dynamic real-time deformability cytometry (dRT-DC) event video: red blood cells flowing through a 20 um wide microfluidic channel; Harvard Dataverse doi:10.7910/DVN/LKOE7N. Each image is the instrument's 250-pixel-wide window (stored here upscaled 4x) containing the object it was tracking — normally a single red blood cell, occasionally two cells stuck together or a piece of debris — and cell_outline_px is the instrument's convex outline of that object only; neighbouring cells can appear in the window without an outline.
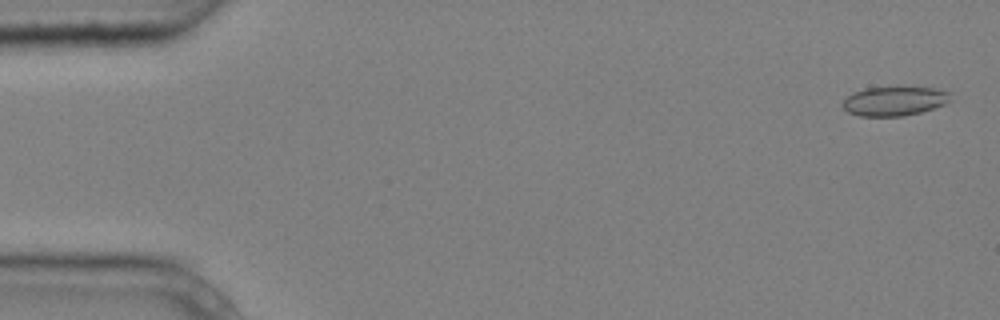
{"species": "common noctule bat (a hibernating species)", "species_latin": "Nyctalus noctula", "temperature_condition": "cold", "stored_images_in_passage": 4, "camera_frame_rate_fps": 3000, "um_per_image_px": 0.085, "animal": {"sex": "male", "body_mass_g": 20.4}, "frame": {"image": 1, "passage_image": 1, "time_ms": 0.0, "image_size_px": [1000, 320], "cell_outline_px": [[952, 100], [944, 104], [920, 112], [904, 116], [860, 116], [848, 112], [840, 104], [852, 92], [864, 88], [904, 84], [932, 88], [952, 92]], "centroid_in_image_um": [76.04, 8.54], "position_along_channel_um": 9.0, "area_um2": 19.25}}
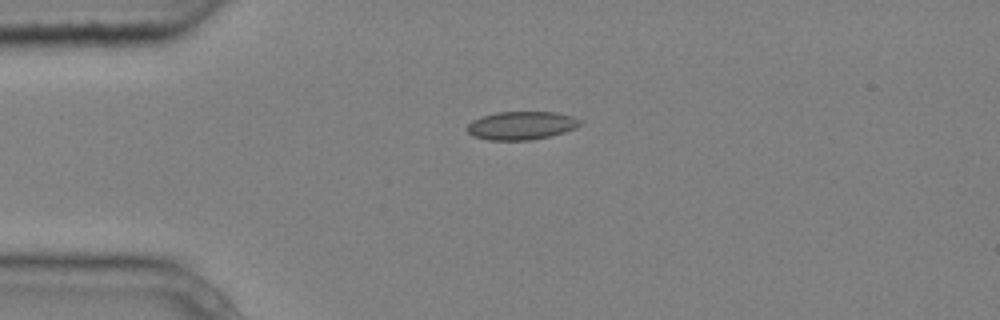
{"frame": {"image": 2, "passage_image": 4, "time_ms": 1.0, "image_size_px": [1000, 320], "cell_outline_px": [[584, 124], [576, 128], [552, 136], [532, 140], [488, 140], [472, 136], [464, 128], [472, 120], [480, 116], [496, 112], [556, 112], [572, 116], [580, 120]], "centroid_in_image_um": [44.3, 10.67], "position_along_channel_um": 40.7, "area_um2": 18.96}}